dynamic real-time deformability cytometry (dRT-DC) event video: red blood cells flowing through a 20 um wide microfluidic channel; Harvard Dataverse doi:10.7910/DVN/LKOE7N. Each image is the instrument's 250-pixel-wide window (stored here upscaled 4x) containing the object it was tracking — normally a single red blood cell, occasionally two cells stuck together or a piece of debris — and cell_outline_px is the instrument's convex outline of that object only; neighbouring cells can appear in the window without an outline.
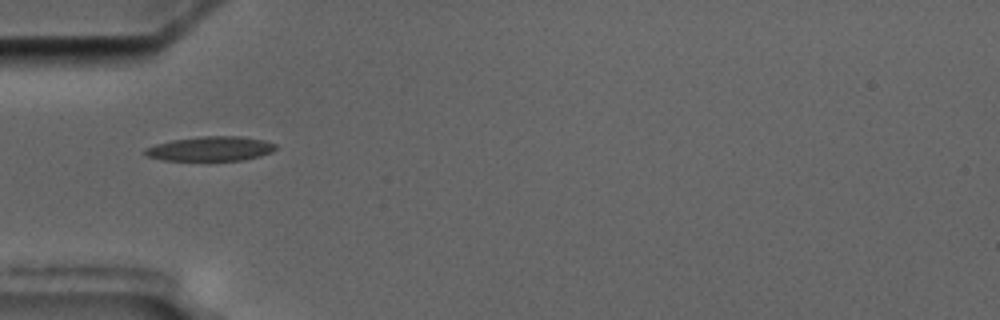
{"species": "common noctule bat (a hibernating species)", "species_latin": "Nyctalus noctula", "temperature_condition": "cold", "stored_images_in_passage": 1, "camera_frame_rate_fps": 3000, "um_per_image_px": 0.085, "animal": {"sex": "male", "body_mass_g": 17.5, "forearm_length_mm": 52.3}, "frame": {"image": 1, "passage_image": 1, "time_ms": 0.0, "image_size_px": [1000, 320], "cell_outline_px": [[276, 148], [272, 152], [260, 156], [244, 160], [164, 160], [148, 156], [140, 152], [144, 148], [156, 144], [172, 140], [200, 136], [240, 136], [264, 140], [276, 144]], "centroid_in_image_um": [17.88, 12.64], "position_along_channel_um": 67.1, "area_um2": 18.73}}